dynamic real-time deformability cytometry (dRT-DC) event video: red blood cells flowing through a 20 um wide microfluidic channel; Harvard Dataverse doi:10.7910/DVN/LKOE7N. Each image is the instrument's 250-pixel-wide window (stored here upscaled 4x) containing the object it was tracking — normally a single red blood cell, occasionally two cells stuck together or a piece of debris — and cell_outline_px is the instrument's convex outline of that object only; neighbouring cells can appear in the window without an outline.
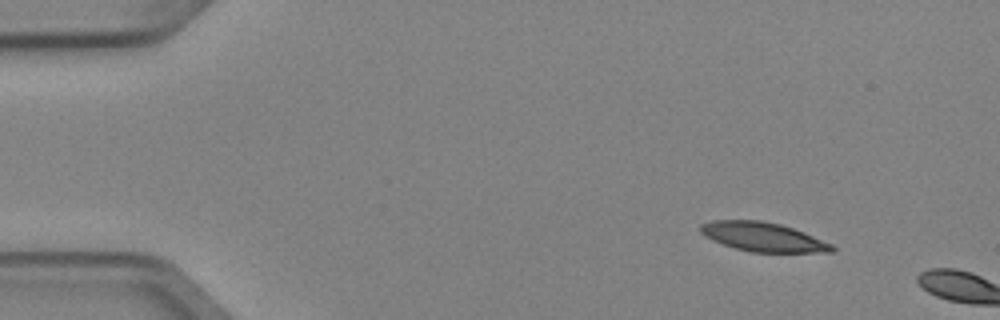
{"species": "Egyptian fruit bat (a non-hibernating species)", "species_latin": "Rousettus aegyptiacus", "temperature_condition": "cold", "stored_images_in_passage": 2, "camera_frame_rate_fps": 3000, "um_per_image_px": 0.085, "animal": {"sex": "female"}, "frame": {"image": 1, "passage_image": 1, "time_ms": 0.0, "image_size_px": [1000, 320], "cell_outline_px": [[836, 248], [832, 252], [752, 252], [736, 248], [712, 240], [704, 236], [700, 232], [700, 224], [712, 220], [760, 220], [780, 224], [804, 232], [832, 244]], "centroid_in_image_um": [64.84, 20.13], "position_along_channel_um": 20.2, "area_um2": 22.2}}